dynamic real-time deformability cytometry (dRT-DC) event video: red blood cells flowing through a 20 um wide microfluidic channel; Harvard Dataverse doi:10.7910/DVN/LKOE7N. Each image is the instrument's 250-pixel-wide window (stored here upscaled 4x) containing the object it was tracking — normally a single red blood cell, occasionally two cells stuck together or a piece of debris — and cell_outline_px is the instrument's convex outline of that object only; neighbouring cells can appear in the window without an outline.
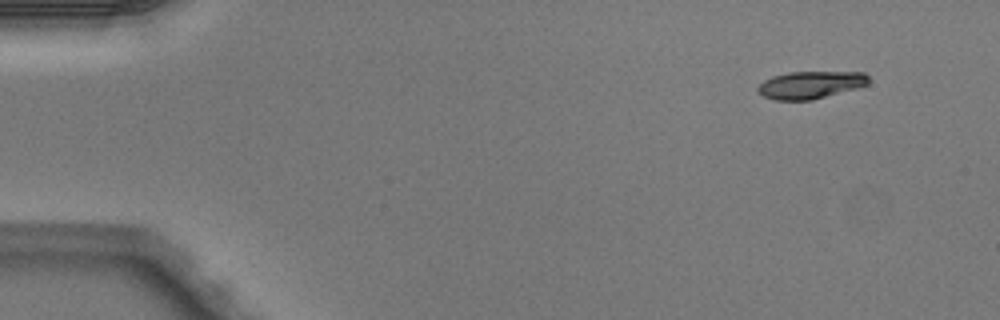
{"species": "Egyptian fruit bat (a non-hibernating species)", "species_latin": "Rousettus aegyptiacus", "temperature_condition": "warm", "stored_images_in_passage": 4, "camera_frame_rate_fps": 3000, "um_per_image_px": 0.085, "animal": {"sex": "male"}, "frame": {"image": 1, "passage_image": 1, "time_ms": 0.0, "image_size_px": [1000, 320], "cell_outline_px": [[868, 84], [856, 88], [812, 100], [776, 100], [764, 96], [756, 92], [756, 88], [764, 80], [772, 76], [788, 72], [864, 72], [868, 76]], "centroid_in_image_um": [68.85, 7.21], "position_along_channel_um": 16.1, "area_um2": 17.69}}
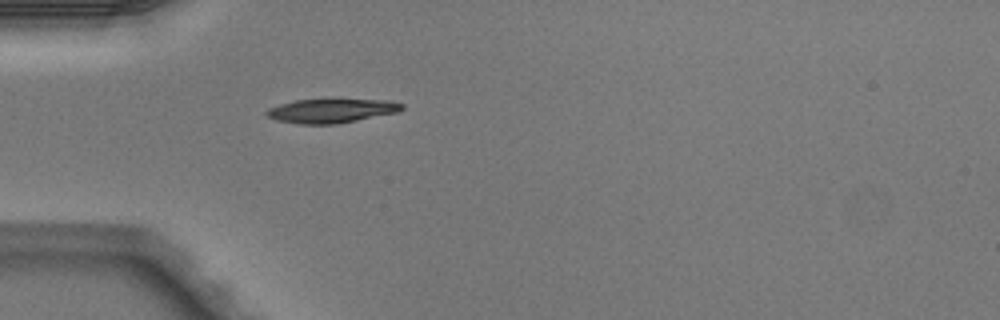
{"frame": {"image": 2, "passage_image": 4, "time_ms": 1.0, "image_size_px": [1000, 320], "cell_outline_px": [[404, 108], [396, 112], [336, 124], [296, 124], [276, 120], [268, 116], [264, 112], [268, 108], [280, 104], [296, 100], [388, 100], [404, 104]], "centroid_in_image_um": [28.12, 9.42], "position_along_channel_um": 56.9, "area_um2": 18.67}}